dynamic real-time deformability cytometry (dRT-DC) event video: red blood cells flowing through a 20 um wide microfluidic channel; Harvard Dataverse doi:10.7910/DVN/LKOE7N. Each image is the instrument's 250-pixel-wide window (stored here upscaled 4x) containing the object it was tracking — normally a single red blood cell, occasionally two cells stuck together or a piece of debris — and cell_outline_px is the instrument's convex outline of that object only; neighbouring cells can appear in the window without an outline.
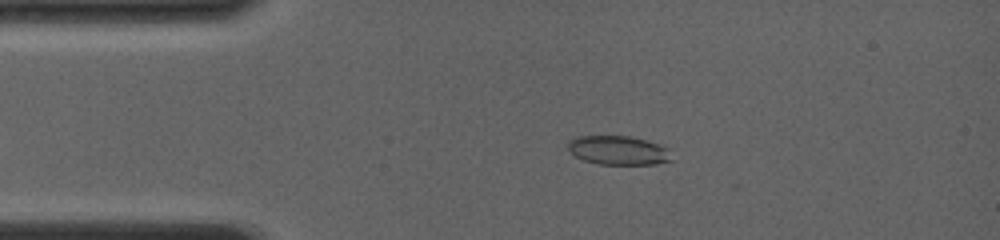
{"species": "common noctule bat (a hibernating species)", "species_latin": "Nyctalus noctula", "temperature_condition": "room temperature", "stored_images_in_passage": 50, "camera_frame_rate_fps": 4000, "um_per_image_px": 0.085, "animal": {"sex": "female", "body_mass_g": 19.0, "forearm_length_mm": 56.7}, "frame": {"image": 1, "passage_image": 11, "time_ms": 2.5, "image_size_px": [1000, 240], "cell_outline_px": [[672, 160], [656, 164], [600, 164], [584, 160], [576, 156], [568, 148], [568, 140], [576, 136], [628, 136], [644, 140], [668, 148]], "centroid_in_image_um": [52.54, 12.78], "position_along_channel_um": 32.5, "area_um2": 17.28}}
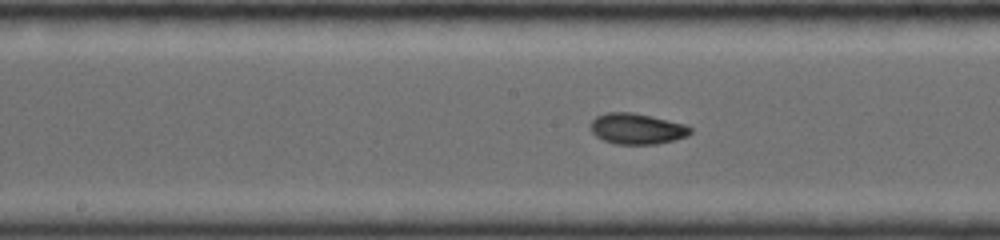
{"frame": {"image": 2, "passage_image": 30, "time_ms": 7.25, "image_size_px": [1000, 240], "cell_outline_px": [[692, 132], [688, 136], [656, 144], [616, 144], [604, 140], [596, 136], [592, 132], [592, 120], [596, 116], [608, 112], [632, 112], [652, 116], [688, 124], [692, 128]], "centroid_in_image_um": [54.19, 10.93], "position_along_channel_um": 194.0, "area_um2": 17.98}}
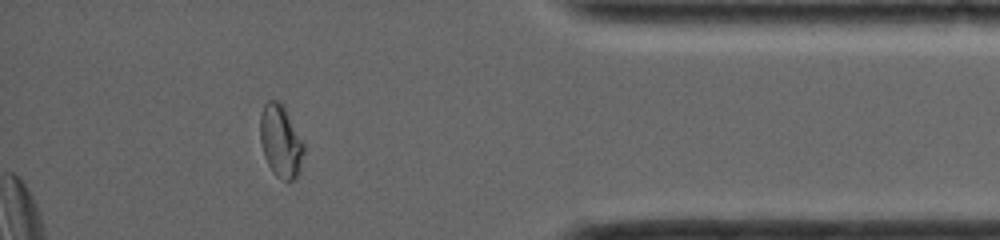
{"frame": {"image": 3, "passage_image": 44, "time_ms": 13.0, "image_size_px": [1000, 240], "cell_outline_px": [[304, 152], [300, 168], [296, 176], [292, 180], [284, 180], [276, 176], [272, 172], [264, 156], [260, 140], [260, 116], [264, 104], [268, 100], [280, 100], [284, 104], [304, 144]], "centroid_in_image_um": [23.85, 11.96], "position_along_channel_um": 411.4, "area_um2": 18.55}, "authors_computed_cell_mechanics": {"area_um2": 18.0625, "velocity_mm_per_s": 4.1297, "shape_relaxation_time_tau1_ms": null, "shape_relaxation_time_tau2_ms": 0.9864, "deformation_change_tau1": null, "deformation_change_tau2": 0.0408}}